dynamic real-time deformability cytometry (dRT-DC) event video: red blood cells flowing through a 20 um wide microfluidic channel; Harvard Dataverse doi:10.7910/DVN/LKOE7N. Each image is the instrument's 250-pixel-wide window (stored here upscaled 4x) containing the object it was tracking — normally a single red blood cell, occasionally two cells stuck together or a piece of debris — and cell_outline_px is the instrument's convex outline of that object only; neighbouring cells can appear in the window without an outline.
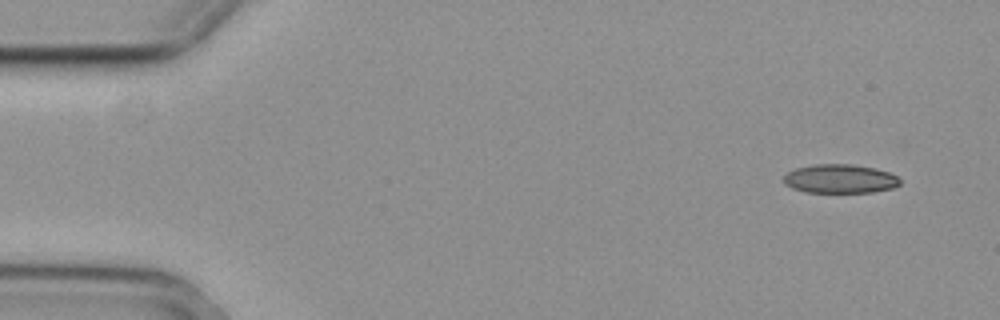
{"species": "common noctule bat (a hibernating species)", "species_latin": "Nyctalus noctula", "temperature_condition": "cold", "stored_images_in_passage": 4, "camera_frame_rate_fps": 3000, "um_per_image_px": 0.085, "animal": {"sex": "female", "body_mass_g": 29.2, "forearm_length_mm": 56.3}, "frame": {"image": 1, "passage_image": 1, "time_ms": 0.0, "image_size_px": [1000, 320], "cell_outline_px": [[900, 184], [892, 188], [872, 192], [804, 192], [792, 188], [784, 184], [784, 176], [788, 172], [796, 168], [812, 164], [852, 164], [876, 168], [888, 172], [896, 176], [900, 180]], "centroid_in_image_um": [71.38, 15.19], "position_along_channel_um": 13.6, "area_um2": 19.59}}